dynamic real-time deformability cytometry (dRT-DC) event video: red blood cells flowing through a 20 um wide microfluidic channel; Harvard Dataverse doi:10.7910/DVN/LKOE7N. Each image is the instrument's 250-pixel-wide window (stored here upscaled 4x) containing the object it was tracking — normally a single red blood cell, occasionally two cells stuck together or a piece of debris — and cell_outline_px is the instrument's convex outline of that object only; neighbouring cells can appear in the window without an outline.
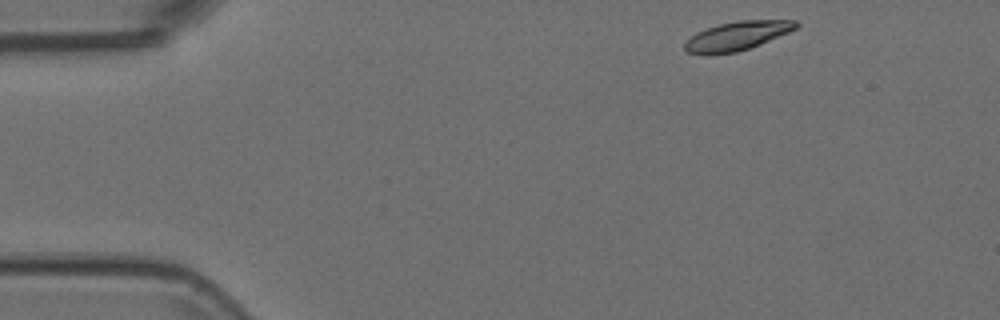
{"species": "Egyptian fruit bat (a non-hibernating species)", "species_latin": "Rousettus aegyptiacus", "temperature_condition": "room temperature", "stored_images_in_passage": 48, "camera_frame_rate_fps": 3000, "um_per_image_px": 0.085, "animal": {"sex": "female"}, "frame": {"image": 1, "passage_image": 1, "time_ms": 0.0, "image_size_px": [1000, 320], "cell_outline_px": [[800, 24], [796, 28], [788, 32], [760, 44], [736, 52], [688, 52], [684, 48], [684, 44], [696, 32], [720, 24], [736, 20], [796, 20]], "centroid_in_image_um": [62.72, 3.0], "position_along_channel_um": 22.3, "area_um2": 17.98}}
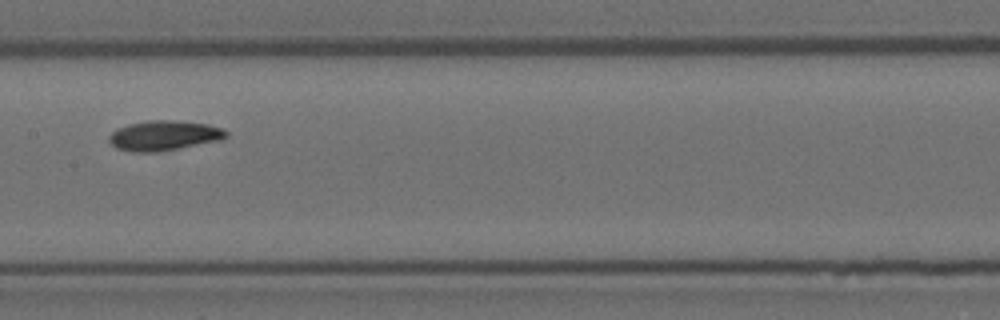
{"frame": {"image": 2, "passage_image": 21, "time_ms": 6.667, "image_size_px": [1000, 320], "cell_outline_px": [[228, 136], [220, 140], [180, 148], [156, 152], [132, 152], [116, 148], [108, 140], [108, 136], [116, 128], [128, 124], [148, 120], [180, 120], [204, 124], [224, 128], [228, 132]], "centroid_in_image_um": [13.93, 11.51], "position_along_channel_um": 193.5, "area_um2": 20.58}}
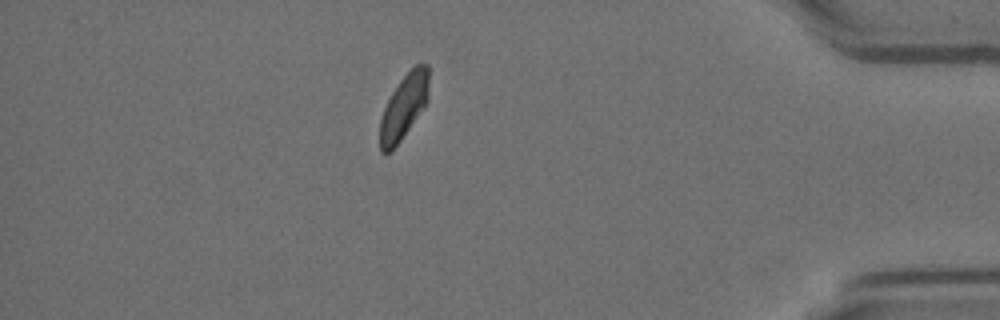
{"frame": {"image": 3, "passage_image": 41, "time_ms": 13.333, "image_size_px": [1000, 320], "cell_outline_px": [[428, 100], [392, 152], [380, 152], [380, 120], [384, 108], [392, 92], [400, 80], [416, 64], [428, 64]], "centroid_in_image_um": [34.31, 9.08], "position_along_channel_um": 400.9, "area_um2": 18.03}}